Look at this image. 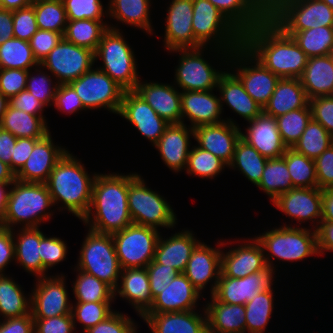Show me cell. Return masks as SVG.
<instances>
[{"label": "cell", "instance_id": "70", "mask_svg": "<svg viewBox=\"0 0 333 333\" xmlns=\"http://www.w3.org/2000/svg\"><path fill=\"white\" fill-rule=\"evenodd\" d=\"M0 333H34L32 314L0 320Z\"/></svg>", "mask_w": 333, "mask_h": 333}, {"label": "cell", "instance_id": "67", "mask_svg": "<svg viewBox=\"0 0 333 333\" xmlns=\"http://www.w3.org/2000/svg\"><path fill=\"white\" fill-rule=\"evenodd\" d=\"M314 161L318 188L333 187V144Z\"/></svg>", "mask_w": 333, "mask_h": 333}, {"label": "cell", "instance_id": "76", "mask_svg": "<svg viewBox=\"0 0 333 333\" xmlns=\"http://www.w3.org/2000/svg\"><path fill=\"white\" fill-rule=\"evenodd\" d=\"M33 0H0V8L6 10H18L31 5Z\"/></svg>", "mask_w": 333, "mask_h": 333}, {"label": "cell", "instance_id": "59", "mask_svg": "<svg viewBox=\"0 0 333 333\" xmlns=\"http://www.w3.org/2000/svg\"><path fill=\"white\" fill-rule=\"evenodd\" d=\"M37 31L38 26L32 4L13 11L14 38L29 42L33 34Z\"/></svg>", "mask_w": 333, "mask_h": 333}, {"label": "cell", "instance_id": "46", "mask_svg": "<svg viewBox=\"0 0 333 333\" xmlns=\"http://www.w3.org/2000/svg\"><path fill=\"white\" fill-rule=\"evenodd\" d=\"M257 188L271 203L282 193L294 188L283 156L267 160Z\"/></svg>", "mask_w": 333, "mask_h": 333}, {"label": "cell", "instance_id": "33", "mask_svg": "<svg viewBox=\"0 0 333 333\" xmlns=\"http://www.w3.org/2000/svg\"><path fill=\"white\" fill-rule=\"evenodd\" d=\"M118 297L130 305L140 318L151 308L153 297L146 267L122 269L114 290V302Z\"/></svg>", "mask_w": 333, "mask_h": 333}, {"label": "cell", "instance_id": "43", "mask_svg": "<svg viewBox=\"0 0 333 333\" xmlns=\"http://www.w3.org/2000/svg\"><path fill=\"white\" fill-rule=\"evenodd\" d=\"M108 29L109 20H68L63 38L95 52L103 34Z\"/></svg>", "mask_w": 333, "mask_h": 333}, {"label": "cell", "instance_id": "68", "mask_svg": "<svg viewBox=\"0 0 333 333\" xmlns=\"http://www.w3.org/2000/svg\"><path fill=\"white\" fill-rule=\"evenodd\" d=\"M15 265L13 230L0 227V275L10 274L9 265ZM7 272V273H6Z\"/></svg>", "mask_w": 333, "mask_h": 333}, {"label": "cell", "instance_id": "39", "mask_svg": "<svg viewBox=\"0 0 333 333\" xmlns=\"http://www.w3.org/2000/svg\"><path fill=\"white\" fill-rule=\"evenodd\" d=\"M31 313V291L27 292L14 275H0V320Z\"/></svg>", "mask_w": 333, "mask_h": 333}, {"label": "cell", "instance_id": "31", "mask_svg": "<svg viewBox=\"0 0 333 333\" xmlns=\"http://www.w3.org/2000/svg\"><path fill=\"white\" fill-rule=\"evenodd\" d=\"M173 228L170 236L161 235L159 237L156 251L154 254V261L158 264L165 265L170 268L173 267L179 273H183L191 253L197 244L201 241L192 229L182 228L181 230Z\"/></svg>", "mask_w": 333, "mask_h": 333}, {"label": "cell", "instance_id": "51", "mask_svg": "<svg viewBox=\"0 0 333 333\" xmlns=\"http://www.w3.org/2000/svg\"><path fill=\"white\" fill-rule=\"evenodd\" d=\"M333 144V137L315 120L311 119L292 149L315 160Z\"/></svg>", "mask_w": 333, "mask_h": 333}, {"label": "cell", "instance_id": "30", "mask_svg": "<svg viewBox=\"0 0 333 333\" xmlns=\"http://www.w3.org/2000/svg\"><path fill=\"white\" fill-rule=\"evenodd\" d=\"M242 126L226 120L210 125H202L194 130V142L203 150L209 151L229 165L234 156L236 144L241 138Z\"/></svg>", "mask_w": 333, "mask_h": 333}, {"label": "cell", "instance_id": "45", "mask_svg": "<svg viewBox=\"0 0 333 333\" xmlns=\"http://www.w3.org/2000/svg\"><path fill=\"white\" fill-rule=\"evenodd\" d=\"M267 160L255 148L240 138L236 144L233 160L228 165V169L234 172L238 171L248 182L257 187Z\"/></svg>", "mask_w": 333, "mask_h": 333}, {"label": "cell", "instance_id": "50", "mask_svg": "<svg viewBox=\"0 0 333 333\" xmlns=\"http://www.w3.org/2000/svg\"><path fill=\"white\" fill-rule=\"evenodd\" d=\"M294 188H316L315 161L292 148H287L283 155Z\"/></svg>", "mask_w": 333, "mask_h": 333}, {"label": "cell", "instance_id": "71", "mask_svg": "<svg viewBox=\"0 0 333 333\" xmlns=\"http://www.w3.org/2000/svg\"><path fill=\"white\" fill-rule=\"evenodd\" d=\"M316 235L320 258L327 252L333 253V223L321 220L316 229Z\"/></svg>", "mask_w": 333, "mask_h": 333}, {"label": "cell", "instance_id": "44", "mask_svg": "<svg viewBox=\"0 0 333 333\" xmlns=\"http://www.w3.org/2000/svg\"><path fill=\"white\" fill-rule=\"evenodd\" d=\"M242 33L251 30L265 17L251 0H209Z\"/></svg>", "mask_w": 333, "mask_h": 333}, {"label": "cell", "instance_id": "75", "mask_svg": "<svg viewBox=\"0 0 333 333\" xmlns=\"http://www.w3.org/2000/svg\"><path fill=\"white\" fill-rule=\"evenodd\" d=\"M322 221L333 223V187L322 189Z\"/></svg>", "mask_w": 333, "mask_h": 333}, {"label": "cell", "instance_id": "14", "mask_svg": "<svg viewBox=\"0 0 333 333\" xmlns=\"http://www.w3.org/2000/svg\"><path fill=\"white\" fill-rule=\"evenodd\" d=\"M251 236L223 238L221 276L243 278L268 267L260 242Z\"/></svg>", "mask_w": 333, "mask_h": 333}, {"label": "cell", "instance_id": "19", "mask_svg": "<svg viewBox=\"0 0 333 333\" xmlns=\"http://www.w3.org/2000/svg\"><path fill=\"white\" fill-rule=\"evenodd\" d=\"M276 272L275 269L267 267L260 272L252 273L243 278H231L220 275L213 296L218 301L226 304L245 305L262 291L276 290V282L280 280V275H277L279 273Z\"/></svg>", "mask_w": 333, "mask_h": 333}, {"label": "cell", "instance_id": "80", "mask_svg": "<svg viewBox=\"0 0 333 333\" xmlns=\"http://www.w3.org/2000/svg\"><path fill=\"white\" fill-rule=\"evenodd\" d=\"M323 2H325L330 8L333 9V0H322Z\"/></svg>", "mask_w": 333, "mask_h": 333}, {"label": "cell", "instance_id": "3", "mask_svg": "<svg viewBox=\"0 0 333 333\" xmlns=\"http://www.w3.org/2000/svg\"><path fill=\"white\" fill-rule=\"evenodd\" d=\"M81 160L69 150L45 182L57 214L68 212L80 221L89 211L93 183L99 173L87 171Z\"/></svg>", "mask_w": 333, "mask_h": 333}, {"label": "cell", "instance_id": "42", "mask_svg": "<svg viewBox=\"0 0 333 333\" xmlns=\"http://www.w3.org/2000/svg\"><path fill=\"white\" fill-rule=\"evenodd\" d=\"M277 291L267 290L258 293L245 304L246 333H267L273 319ZM268 329V330H267Z\"/></svg>", "mask_w": 333, "mask_h": 333}, {"label": "cell", "instance_id": "27", "mask_svg": "<svg viewBox=\"0 0 333 333\" xmlns=\"http://www.w3.org/2000/svg\"><path fill=\"white\" fill-rule=\"evenodd\" d=\"M134 91L169 124L182 123L181 91L173 82L141 78Z\"/></svg>", "mask_w": 333, "mask_h": 333}, {"label": "cell", "instance_id": "2", "mask_svg": "<svg viewBox=\"0 0 333 333\" xmlns=\"http://www.w3.org/2000/svg\"><path fill=\"white\" fill-rule=\"evenodd\" d=\"M94 232L114 234L132 224L128 208V173H98L89 211L80 221Z\"/></svg>", "mask_w": 333, "mask_h": 333}, {"label": "cell", "instance_id": "37", "mask_svg": "<svg viewBox=\"0 0 333 333\" xmlns=\"http://www.w3.org/2000/svg\"><path fill=\"white\" fill-rule=\"evenodd\" d=\"M309 106L300 78H280L263 112L274 118Z\"/></svg>", "mask_w": 333, "mask_h": 333}, {"label": "cell", "instance_id": "21", "mask_svg": "<svg viewBox=\"0 0 333 333\" xmlns=\"http://www.w3.org/2000/svg\"><path fill=\"white\" fill-rule=\"evenodd\" d=\"M166 4L163 36V49L168 52L174 49L203 47L194 37L192 30L193 0H168Z\"/></svg>", "mask_w": 333, "mask_h": 333}, {"label": "cell", "instance_id": "26", "mask_svg": "<svg viewBox=\"0 0 333 333\" xmlns=\"http://www.w3.org/2000/svg\"><path fill=\"white\" fill-rule=\"evenodd\" d=\"M203 296L184 273H178L168 286L153 299L146 313H169L204 309ZM200 306V307H199ZM203 306V307H202Z\"/></svg>", "mask_w": 333, "mask_h": 333}, {"label": "cell", "instance_id": "11", "mask_svg": "<svg viewBox=\"0 0 333 333\" xmlns=\"http://www.w3.org/2000/svg\"><path fill=\"white\" fill-rule=\"evenodd\" d=\"M68 84L80 97L87 111L104 109L118 115L125 90L95 65Z\"/></svg>", "mask_w": 333, "mask_h": 333}, {"label": "cell", "instance_id": "54", "mask_svg": "<svg viewBox=\"0 0 333 333\" xmlns=\"http://www.w3.org/2000/svg\"><path fill=\"white\" fill-rule=\"evenodd\" d=\"M311 119L310 107L292 110L276 117L281 139L287 148H292L299 140Z\"/></svg>", "mask_w": 333, "mask_h": 333}, {"label": "cell", "instance_id": "4", "mask_svg": "<svg viewBox=\"0 0 333 333\" xmlns=\"http://www.w3.org/2000/svg\"><path fill=\"white\" fill-rule=\"evenodd\" d=\"M231 52L216 47L168 51V55L173 53L179 57L178 64L174 68L173 84L181 92L217 90L219 79L228 68ZM215 63L217 64L215 65ZM219 66L223 68L221 69Z\"/></svg>", "mask_w": 333, "mask_h": 333}, {"label": "cell", "instance_id": "7", "mask_svg": "<svg viewBox=\"0 0 333 333\" xmlns=\"http://www.w3.org/2000/svg\"><path fill=\"white\" fill-rule=\"evenodd\" d=\"M123 31L125 30L109 28L94 52V60L97 68L105 72L125 91H130L136 88L141 75L135 54L137 52Z\"/></svg>", "mask_w": 333, "mask_h": 333}, {"label": "cell", "instance_id": "10", "mask_svg": "<svg viewBox=\"0 0 333 333\" xmlns=\"http://www.w3.org/2000/svg\"><path fill=\"white\" fill-rule=\"evenodd\" d=\"M192 30L203 47L234 51L243 34L209 0H193Z\"/></svg>", "mask_w": 333, "mask_h": 333}, {"label": "cell", "instance_id": "48", "mask_svg": "<svg viewBox=\"0 0 333 333\" xmlns=\"http://www.w3.org/2000/svg\"><path fill=\"white\" fill-rule=\"evenodd\" d=\"M226 168L228 169V165L223 160L194 144L190 149L184 174L210 181L223 174Z\"/></svg>", "mask_w": 333, "mask_h": 333}, {"label": "cell", "instance_id": "52", "mask_svg": "<svg viewBox=\"0 0 333 333\" xmlns=\"http://www.w3.org/2000/svg\"><path fill=\"white\" fill-rule=\"evenodd\" d=\"M32 5L38 29L64 35L68 19L62 0H33Z\"/></svg>", "mask_w": 333, "mask_h": 333}, {"label": "cell", "instance_id": "9", "mask_svg": "<svg viewBox=\"0 0 333 333\" xmlns=\"http://www.w3.org/2000/svg\"><path fill=\"white\" fill-rule=\"evenodd\" d=\"M81 242L76 269L95 276L113 290L118 286L122 268L116 255L111 234L94 232L88 228Z\"/></svg>", "mask_w": 333, "mask_h": 333}, {"label": "cell", "instance_id": "35", "mask_svg": "<svg viewBox=\"0 0 333 333\" xmlns=\"http://www.w3.org/2000/svg\"><path fill=\"white\" fill-rule=\"evenodd\" d=\"M207 297L203 302L208 333H246L245 305L226 304L213 295Z\"/></svg>", "mask_w": 333, "mask_h": 333}, {"label": "cell", "instance_id": "6", "mask_svg": "<svg viewBox=\"0 0 333 333\" xmlns=\"http://www.w3.org/2000/svg\"><path fill=\"white\" fill-rule=\"evenodd\" d=\"M45 183L15 180L10 187L3 227L37 228L49 223L56 213Z\"/></svg>", "mask_w": 333, "mask_h": 333}, {"label": "cell", "instance_id": "17", "mask_svg": "<svg viewBox=\"0 0 333 333\" xmlns=\"http://www.w3.org/2000/svg\"><path fill=\"white\" fill-rule=\"evenodd\" d=\"M59 84L78 79L95 65L94 51L62 38L40 63Z\"/></svg>", "mask_w": 333, "mask_h": 333}, {"label": "cell", "instance_id": "64", "mask_svg": "<svg viewBox=\"0 0 333 333\" xmlns=\"http://www.w3.org/2000/svg\"><path fill=\"white\" fill-rule=\"evenodd\" d=\"M146 269L153 299L160 294L165 286H168L172 279L179 273L175 268H168L165 265L156 263L154 260L146 266Z\"/></svg>", "mask_w": 333, "mask_h": 333}, {"label": "cell", "instance_id": "65", "mask_svg": "<svg viewBox=\"0 0 333 333\" xmlns=\"http://www.w3.org/2000/svg\"><path fill=\"white\" fill-rule=\"evenodd\" d=\"M34 333H76L71 314L34 319Z\"/></svg>", "mask_w": 333, "mask_h": 333}, {"label": "cell", "instance_id": "32", "mask_svg": "<svg viewBox=\"0 0 333 333\" xmlns=\"http://www.w3.org/2000/svg\"><path fill=\"white\" fill-rule=\"evenodd\" d=\"M140 319L151 333H208L205 309L145 313Z\"/></svg>", "mask_w": 333, "mask_h": 333}, {"label": "cell", "instance_id": "34", "mask_svg": "<svg viewBox=\"0 0 333 333\" xmlns=\"http://www.w3.org/2000/svg\"><path fill=\"white\" fill-rule=\"evenodd\" d=\"M217 91L220 96L221 109L227 107L244 121L256 118L263 108L245 91L240 79L229 69L221 75ZM226 105V106H225Z\"/></svg>", "mask_w": 333, "mask_h": 333}, {"label": "cell", "instance_id": "73", "mask_svg": "<svg viewBox=\"0 0 333 333\" xmlns=\"http://www.w3.org/2000/svg\"><path fill=\"white\" fill-rule=\"evenodd\" d=\"M14 38L13 11L0 8V45Z\"/></svg>", "mask_w": 333, "mask_h": 333}, {"label": "cell", "instance_id": "49", "mask_svg": "<svg viewBox=\"0 0 333 333\" xmlns=\"http://www.w3.org/2000/svg\"><path fill=\"white\" fill-rule=\"evenodd\" d=\"M38 65L29 42L12 38L0 45V69L30 70Z\"/></svg>", "mask_w": 333, "mask_h": 333}, {"label": "cell", "instance_id": "40", "mask_svg": "<svg viewBox=\"0 0 333 333\" xmlns=\"http://www.w3.org/2000/svg\"><path fill=\"white\" fill-rule=\"evenodd\" d=\"M0 127L16 138L41 139L50 132V126L40 117L28 114L8 105L0 121Z\"/></svg>", "mask_w": 333, "mask_h": 333}, {"label": "cell", "instance_id": "66", "mask_svg": "<svg viewBox=\"0 0 333 333\" xmlns=\"http://www.w3.org/2000/svg\"><path fill=\"white\" fill-rule=\"evenodd\" d=\"M9 104L16 109L24 111L31 115L40 116L48 125V118L45 116L44 112L47 107L40 102L34 95H32L28 90H23L19 94L12 96L9 99Z\"/></svg>", "mask_w": 333, "mask_h": 333}, {"label": "cell", "instance_id": "8", "mask_svg": "<svg viewBox=\"0 0 333 333\" xmlns=\"http://www.w3.org/2000/svg\"><path fill=\"white\" fill-rule=\"evenodd\" d=\"M128 208L134 224L159 231H172L178 225L176 210L167 197L149 187L147 179L136 171L128 173Z\"/></svg>", "mask_w": 333, "mask_h": 333}, {"label": "cell", "instance_id": "22", "mask_svg": "<svg viewBox=\"0 0 333 333\" xmlns=\"http://www.w3.org/2000/svg\"><path fill=\"white\" fill-rule=\"evenodd\" d=\"M118 115L154 146L169 123L161 118L134 90L124 91Z\"/></svg>", "mask_w": 333, "mask_h": 333}, {"label": "cell", "instance_id": "57", "mask_svg": "<svg viewBox=\"0 0 333 333\" xmlns=\"http://www.w3.org/2000/svg\"><path fill=\"white\" fill-rule=\"evenodd\" d=\"M68 20H108L107 3L102 0H62ZM106 18V19H105Z\"/></svg>", "mask_w": 333, "mask_h": 333}, {"label": "cell", "instance_id": "60", "mask_svg": "<svg viewBox=\"0 0 333 333\" xmlns=\"http://www.w3.org/2000/svg\"><path fill=\"white\" fill-rule=\"evenodd\" d=\"M53 107L57 113L60 112L68 116L79 114L82 111L87 112L80 97L69 84H59Z\"/></svg>", "mask_w": 333, "mask_h": 333}, {"label": "cell", "instance_id": "56", "mask_svg": "<svg viewBox=\"0 0 333 333\" xmlns=\"http://www.w3.org/2000/svg\"><path fill=\"white\" fill-rule=\"evenodd\" d=\"M45 234L40 239V258L42 261V277L48 276L53 268L66 261L69 246L67 241L59 236Z\"/></svg>", "mask_w": 333, "mask_h": 333}, {"label": "cell", "instance_id": "29", "mask_svg": "<svg viewBox=\"0 0 333 333\" xmlns=\"http://www.w3.org/2000/svg\"><path fill=\"white\" fill-rule=\"evenodd\" d=\"M240 129L241 139L267 159L282 157L287 149L283 143L276 118L263 111Z\"/></svg>", "mask_w": 333, "mask_h": 333}, {"label": "cell", "instance_id": "16", "mask_svg": "<svg viewBox=\"0 0 333 333\" xmlns=\"http://www.w3.org/2000/svg\"><path fill=\"white\" fill-rule=\"evenodd\" d=\"M271 204L291 222L287 221L288 224L283 222L278 225L316 230L322 220V189L318 187L290 189L278 196Z\"/></svg>", "mask_w": 333, "mask_h": 333}, {"label": "cell", "instance_id": "61", "mask_svg": "<svg viewBox=\"0 0 333 333\" xmlns=\"http://www.w3.org/2000/svg\"><path fill=\"white\" fill-rule=\"evenodd\" d=\"M29 70L0 69V92L10 99L26 89Z\"/></svg>", "mask_w": 333, "mask_h": 333}, {"label": "cell", "instance_id": "62", "mask_svg": "<svg viewBox=\"0 0 333 333\" xmlns=\"http://www.w3.org/2000/svg\"><path fill=\"white\" fill-rule=\"evenodd\" d=\"M63 36L55 31L38 29L29 40L33 56L40 64Z\"/></svg>", "mask_w": 333, "mask_h": 333}, {"label": "cell", "instance_id": "23", "mask_svg": "<svg viewBox=\"0 0 333 333\" xmlns=\"http://www.w3.org/2000/svg\"><path fill=\"white\" fill-rule=\"evenodd\" d=\"M217 90L181 92L182 123L195 129L198 126L217 124L223 121L239 125L232 117H223Z\"/></svg>", "mask_w": 333, "mask_h": 333}, {"label": "cell", "instance_id": "41", "mask_svg": "<svg viewBox=\"0 0 333 333\" xmlns=\"http://www.w3.org/2000/svg\"><path fill=\"white\" fill-rule=\"evenodd\" d=\"M71 268L75 276L71 281L72 303L114 302V290L109 285L91 274Z\"/></svg>", "mask_w": 333, "mask_h": 333}, {"label": "cell", "instance_id": "55", "mask_svg": "<svg viewBox=\"0 0 333 333\" xmlns=\"http://www.w3.org/2000/svg\"><path fill=\"white\" fill-rule=\"evenodd\" d=\"M59 83L54 76L40 64L29 70L26 90L42 102L47 109L52 107Z\"/></svg>", "mask_w": 333, "mask_h": 333}, {"label": "cell", "instance_id": "77", "mask_svg": "<svg viewBox=\"0 0 333 333\" xmlns=\"http://www.w3.org/2000/svg\"><path fill=\"white\" fill-rule=\"evenodd\" d=\"M11 184L0 183V222L6 216V204Z\"/></svg>", "mask_w": 333, "mask_h": 333}, {"label": "cell", "instance_id": "5", "mask_svg": "<svg viewBox=\"0 0 333 333\" xmlns=\"http://www.w3.org/2000/svg\"><path fill=\"white\" fill-rule=\"evenodd\" d=\"M271 226L272 224L270 229L262 228V233L254 234L263 248L268 267L278 272V267L281 268V265L286 263L289 266L294 262H304L310 257H319L316 230L283 225Z\"/></svg>", "mask_w": 333, "mask_h": 333}, {"label": "cell", "instance_id": "13", "mask_svg": "<svg viewBox=\"0 0 333 333\" xmlns=\"http://www.w3.org/2000/svg\"><path fill=\"white\" fill-rule=\"evenodd\" d=\"M160 235L161 232L155 228L134 223L112 234L121 268L146 267L154 260Z\"/></svg>", "mask_w": 333, "mask_h": 333}, {"label": "cell", "instance_id": "1", "mask_svg": "<svg viewBox=\"0 0 333 333\" xmlns=\"http://www.w3.org/2000/svg\"><path fill=\"white\" fill-rule=\"evenodd\" d=\"M242 45L279 78H300L309 58L270 18L246 31Z\"/></svg>", "mask_w": 333, "mask_h": 333}, {"label": "cell", "instance_id": "79", "mask_svg": "<svg viewBox=\"0 0 333 333\" xmlns=\"http://www.w3.org/2000/svg\"><path fill=\"white\" fill-rule=\"evenodd\" d=\"M9 105V99L0 92V121Z\"/></svg>", "mask_w": 333, "mask_h": 333}, {"label": "cell", "instance_id": "53", "mask_svg": "<svg viewBox=\"0 0 333 333\" xmlns=\"http://www.w3.org/2000/svg\"><path fill=\"white\" fill-rule=\"evenodd\" d=\"M114 304L115 302L72 303L71 315L76 332L81 327L82 333H84L105 320L116 310L112 306Z\"/></svg>", "mask_w": 333, "mask_h": 333}, {"label": "cell", "instance_id": "18", "mask_svg": "<svg viewBox=\"0 0 333 333\" xmlns=\"http://www.w3.org/2000/svg\"><path fill=\"white\" fill-rule=\"evenodd\" d=\"M270 19L283 31L333 26V9L322 0H291Z\"/></svg>", "mask_w": 333, "mask_h": 333}, {"label": "cell", "instance_id": "47", "mask_svg": "<svg viewBox=\"0 0 333 333\" xmlns=\"http://www.w3.org/2000/svg\"><path fill=\"white\" fill-rule=\"evenodd\" d=\"M291 36L308 57L330 55L333 49V26L303 31H284Z\"/></svg>", "mask_w": 333, "mask_h": 333}, {"label": "cell", "instance_id": "36", "mask_svg": "<svg viewBox=\"0 0 333 333\" xmlns=\"http://www.w3.org/2000/svg\"><path fill=\"white\" fill-rule=\"evenodd\" d=\"M45 235L41 227L17 228L13 230L15 266L33 276L42 277V261L40 258V239Z\"/></svg>", "mask_w": 333, "mask_h": 333}, {"label": "cell", "instance_id": "20", "mask_svg": "<svg viewBox=\"0 0 333 333\" xmlns=\"http://www.w3.org/2000/svg\"><path fill=\"white\" fill-rule=\"evenodd\" d=\"M222 247L223 237L216 240L214 247L201 240L192 251L183 272L203 296L207 289L209 295H213L216 290L221 275Z\"/></svg>", "mask_w": 333, "mask_h": 333}, {"label": "cell", "instance_id": "25", "mask_svg": "<svg viewBox=\"0 0 333 333\" xmlns=\"http://www.w3.org/2000/svg\"><path fill=\"white\" fill-rule=\"evenodd\" d=\"M192 140L194 130L191 127L184 123H171L152 147L158 152L163 164L177 175L186 169Z\"/></svg>", "mask_w": 333, "mask_h": 333}, {"label": "cell", "instance_id": "58", "mask_svg": "<svg viewBox=\"0 0 333 333\" xmlns=\"http://www.w3.org/2000/svg\"><path fill=\"white\" fill-rule=\"evenodd\" d=\"M140 324L127 313L115 310L105 320L96 326L88 329L84 333H137Z\"/></svg>", "mask_w": 333, "mask_h": 333}, {"label": "cell", "instance_id": "63", "mask_svg": "<svg viewBox=\"0 0 333 333\" xmlns=\"http://www.w3.org/2000/svg\"><path fill=\"white\" fill-rule=\"evenodd\" d=\"M312 119L319 122L333 137V95L309 100Z\"/></svg>", "mask_w": 333, "mask_h": 333}, {"label": "cell", "instance_id": "28", "mask_svg": "<svg viewBox=\"0 0 333 333\" xmlns=\"http://www.w3.org/2000/svg\"><path fill=\"white\" fill-rule=\"evenodd\" d=\"M154 1V0H153ZM152 0H108L109 28L122 30L120 26L132 27L148 35L156 36L153 25ZM115 22V23H113ZM117 23V24H116ZM120 25V26H119Z\"/></svg>", "mask_w": 333, "mask_h": 333}, {"label": "cell", "instance_id": "12", "mask_svg": "<svg viewBox=\"0 0 333 333\" xmlns=\"http://www.w3.org/2000/svg\"><path fill=\"white\" fill-rule=\"evenodd\" d=\"M228 68L240 79L250 97L264 108L280 78L268 70L243 45L231 52Z\"/></svg>", "mask_w": 333, "mask_h": 333}, {"label": "cell", "instance_id": "69", "mask_svg": "<svg viewBox=\"0 0 333 333\" xmlns=\"http://www.w3.org/2000/svg\"><path fill=\"white\" fill-rule=\"evenodd\" d=\"M39 139L17 138L11 158V170L16 174L25 164Z\"/></svg>", "mask_w": 333, "mask_h": 333}, {"label": "cell", "instance_id": "24", "mask_svg": "<svg viewBox=\"0 0 333 333\" xmlns=\"http://www.w3.org/2000/svg\"><path fill=\"white\" fill-rule=\"evenodd\" d=\"M51 133L50 131L35 143L29 158L15 174L16 180L34 183H45L48 180L55 165L69 151L59 142L55 143Z\"/></svg>", "mask_w": 333, "mask_h": 333}, {"label": "cell", "instance_id": "15", "mask_svg": "<svg viewBox=\"0 0 333 333\" xmlns=\"http://www.w3.org/2000/svg\"><path fill=\"white\" fill-rule=\"evenodd\" d=\"M64 272L34 279L31 288V314L33 319H46L71 314L72 299Z\"/></svg>", "mask_w": 333, "mask_h": 333}, {"label": "cell", "instance_id": "78", "mask_svg": "<svg viewBox=\"0 0 333 333\" xmlns=\"http://www.w3.org/2000/svg\"><path fill=\"white\" fill-rule=\"evenodd\" d=\"M15 180V173L0 160V183L12 184Z\"/></svg>", "mask_w": 333, "mask_h": 333}, {"label": "cell", "instance_id": "72", "mask_svg": "<svg viewBox=\"0 0 333 333\" xmlns=\"http://www.w3.org/2000/svg\"><path fill=\"white\" fill-rule=\"evenodd\" d=\"M17 138L7 130L0 127V160L11 169V158Z\"/></svg>", "mask_w": 333, "mask_h": 333}, {"label": "cell", "instance_id": "74", "mask_svg": "<svg viewBox=\"0 0 333 333\" xmlns=\"http://www.w3.org/2000/svg\"><path fill=\"white\" fill-rule=\"evenodd\" d=\"M291 0H251L253 5L265 17H272L286 2Z\"/></svg>", "mask_w": 333, "mask_h": 333}, {"label": "cell", "instance_id": "38", "mask_svg": "<svg viewBox=\"0 0 333 333\" xmlns=\"http://www.w3.org/2000/svg\"><path fill=\"white\" fill-rule=\"evenodd\" d=\"M300 80L309 100L333 95L332 56L309 57Z\"/></svg>", "mask_w": 333, "mask_h": 333}]
</instances>
